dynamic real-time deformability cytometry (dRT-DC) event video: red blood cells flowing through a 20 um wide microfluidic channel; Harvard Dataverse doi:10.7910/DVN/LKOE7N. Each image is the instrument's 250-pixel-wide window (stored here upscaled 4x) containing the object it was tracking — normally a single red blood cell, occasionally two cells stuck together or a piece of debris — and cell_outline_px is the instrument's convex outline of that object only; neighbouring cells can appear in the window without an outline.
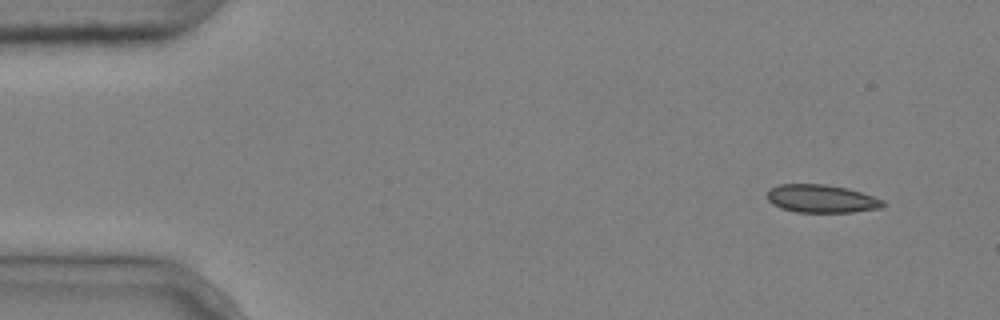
{"species": "common noctule bat (a hibernating species)", "species_latin": "Nyctalus noctula", "temperature_condition": "cold", "stored_images_in_passage": 4, "camera_frame_rate_fps": 3000, "um_per_image_px": 0.085, "animal": {"sex": "male", "body_mass_g": 20.4}, "frame": {"image": 1, "passage_image": 1, "time_ms": 0.0, "image_size_px": [1000, 320], "cell_outline_px": [[884, 208], [852, 212], [796, 212], [780, 208], [772, 204], [768, 200], [768, 192], [772, 188], [780, 184], [824, 184], [848, 188], [884, 200]], "centroid_in_image_um": [69.84, 16.89], "position_along_channel_um": 15.2, "area_um2": 18.9}}
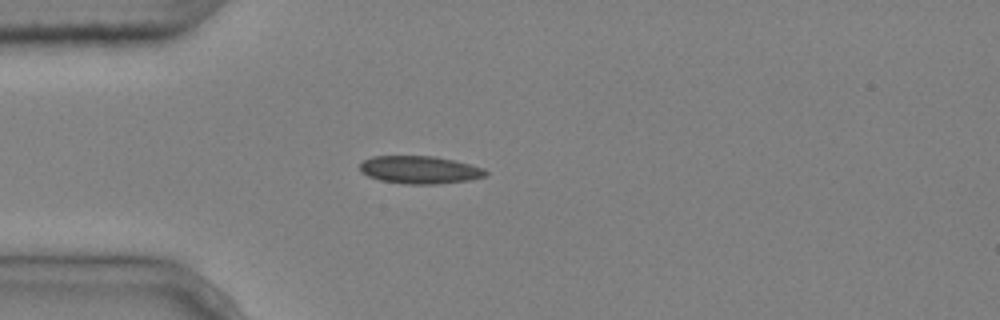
{"frame": {"image": 2, "passage_image": 4, "time_ms": 1.0, "image_size_px": [1000, 320], "cell_outline_px": [[488, 176], [468, 180], [436, 184], [408, 184], [380, 180], [368, 176], [360, 168], [360, 164], [364, 160], [372, 156], [436, 156], [456, 160], [484, 168], [488, 172]], "centroid_in_image_um": [35.73, 14.42], "position_along_channel_um": 49.3, "area_um2": 20.35}}